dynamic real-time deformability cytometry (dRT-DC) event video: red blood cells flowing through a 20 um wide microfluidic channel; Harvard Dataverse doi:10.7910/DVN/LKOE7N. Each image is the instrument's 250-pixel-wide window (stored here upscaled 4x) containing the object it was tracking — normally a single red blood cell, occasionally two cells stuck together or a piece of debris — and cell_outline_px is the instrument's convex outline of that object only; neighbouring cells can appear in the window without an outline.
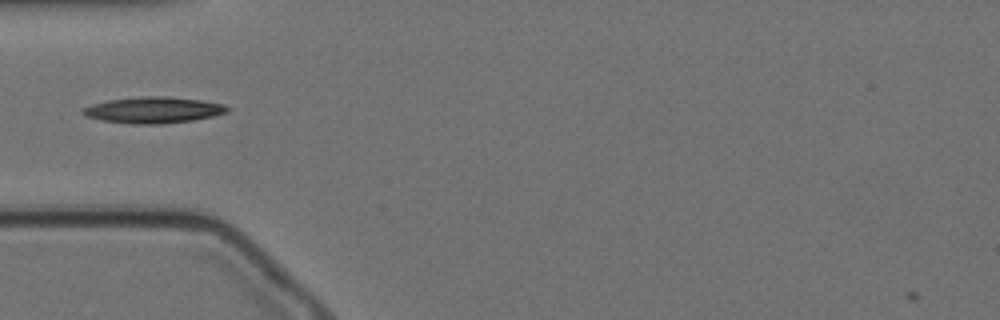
{"species": "Egyptian fruit bat (a non-hibernating species)", "species_latin": "Rousettus aegyptiacus", "temperature_condition": "cold", "stored_images_in_passage": 41, "camera_frame_rate_fps": 3000, "um_per_image_px": 0.085, "animal": {"sex": "female"}, "frame": {"image": 1, "passage_image": 1, "time_ms": 0.0, "image_size_px": [1000, 320], "cell_outline_px": [[232, 108], [228, 112], [212, 116], [192, 120], [160, 124], [128, 124], [100, 120], [84, 116], [80, 112], [84, 108], [92, 104], [108, 100], [140, 96], [164, 96], [200, 100], [224, 104]], "centroid_in_image_um": [13.02, 9.35], "position_along_channel_um": 72.0, "area_um2": 22.2}}
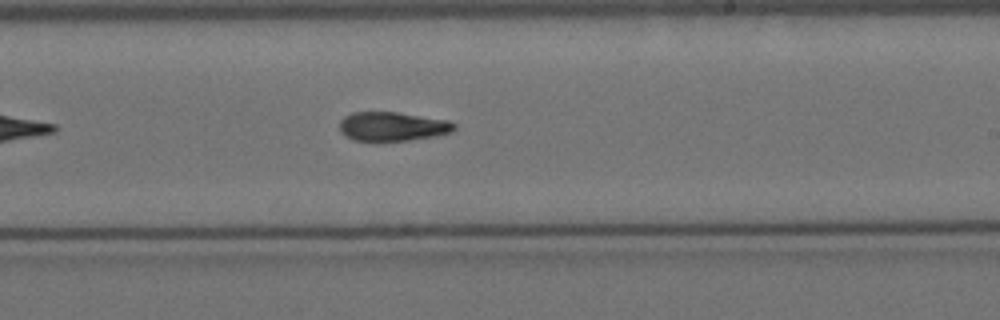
{"frame": {"image": 2, "passage_image": 17, "time_ms": 5.333, "image_size_px": [1000, 320], "cell_outline_px": [[456, 128], [452, 132], [436, 136], [380, 144], [352, 140], [344, 136], [340, 132], [340, 120], [344, 116], [352, 112], [396, 112], [448, 120], [456, 124]], "centroid_in_image_um": [33.31, 10.79], "position_along_channel_um": 255.7, "area_um2": 20.23}}
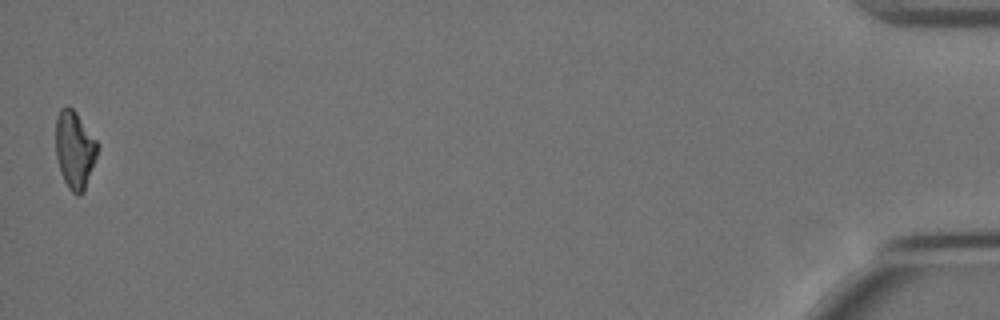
{"frame": {"image": 3, "passage_image": 41, "time_ms": 13.333, "image_size_px": [1000, 320], "cell_outline_px": [[96, 156], [84, 192], [80, 196], [76, 196], [68, 188], [60, 172], [56, 156], [56, 116], [60, 108], [68, 104], [76, 112], [96, 140]], "centroid_in_image_um": [6.31, 12.73], "position_along_channel_um": 428.9, "area_um2": 18.79}}